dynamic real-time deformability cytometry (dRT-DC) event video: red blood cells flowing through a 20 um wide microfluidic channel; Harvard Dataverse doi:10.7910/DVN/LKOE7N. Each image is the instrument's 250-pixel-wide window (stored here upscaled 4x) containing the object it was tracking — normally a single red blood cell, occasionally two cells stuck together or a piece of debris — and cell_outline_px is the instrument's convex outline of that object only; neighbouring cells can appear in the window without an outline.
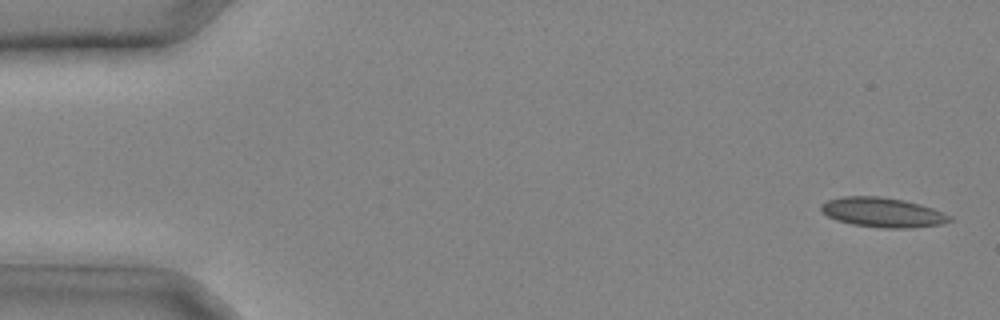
{"species": "common noctule bat (a hibernating species)", "species_latin": "Nyctalus noctula", "temperature_condition": "cold", "stored_images_in_passage": 6, "camera_frame_rate_fps": 3000, "um_per_image_px": 0.085, "animal": {"sex": "male", "body_mass_g": 20.4}, "frame": {"image": 1, "passage_image": 1, "time_ms": 0.0, "image_size_px": [1000, 320], "cell_outline_px": [[952, 220], [944, 224], [912, 228], [880, 228], [852, 224], [836, 220], [820, 212], [820, 204], [828, 200], [844, 196], [880, 196], [904, 200], [920, 204], [932, 208], [952, 216]], "centroid_in_image_um": [75.02, 18.06], "position_along_channel_um": 10.0, "area_um2": 22.43}}